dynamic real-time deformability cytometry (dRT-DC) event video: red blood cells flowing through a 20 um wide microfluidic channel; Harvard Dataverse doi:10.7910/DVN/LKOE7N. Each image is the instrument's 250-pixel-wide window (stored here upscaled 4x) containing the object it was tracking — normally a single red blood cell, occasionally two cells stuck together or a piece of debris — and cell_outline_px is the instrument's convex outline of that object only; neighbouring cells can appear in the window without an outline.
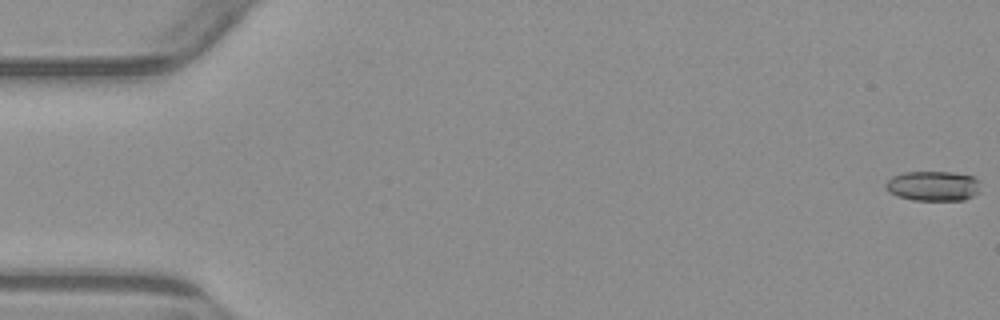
{"species": "common noctule bat (a hibernating species)", "species_latin": "Nyctalus noctula", "temperature_condition": "warm", "stored_images_in_passage": 5, "camera_frame_rate_fps": 3000, "um_per_image_px": 0.085, "animal": {"sex": "male", "body_mass_g": 23.1, "forearm_length_mm": 52.7}, "frame": {"image": 1, "passage_image": 1, "time_ms": 0.0, "image_size_px": [1000, 320], "cell_outline_px": [[980, 192], [964, 200], [912, 200], [896, 196], [888, 192], [884, 184], [892, 176], [904, 172], [952, 172], [972, 176], [980, 180]], "centroid_in_image_um": [79.32, 15.81], "position_along_channel_um": 5.7, "area_um2": 16.76}}
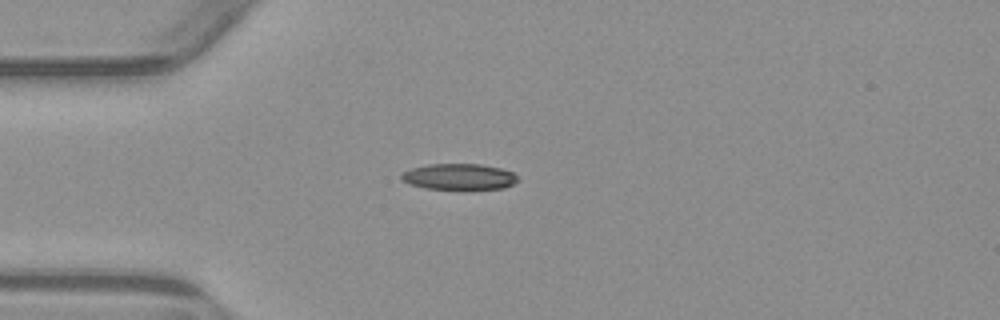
{"frame": {"image": 2, "passage_image": 5, "time_ms": 4.667, "image_size_px": [1000, 320], "cell_outline_px": [[520, 180], [504, 188], [428, 188], [408, 184], [400, 176], [404, 172], [412, 168], [428, 164], [480, 164], [500, 168], [512, 172]], "centroid_in_image_um": [39.03, 15.0], "position_along_channel_um": 46.0, "area_um2": 17.22}}